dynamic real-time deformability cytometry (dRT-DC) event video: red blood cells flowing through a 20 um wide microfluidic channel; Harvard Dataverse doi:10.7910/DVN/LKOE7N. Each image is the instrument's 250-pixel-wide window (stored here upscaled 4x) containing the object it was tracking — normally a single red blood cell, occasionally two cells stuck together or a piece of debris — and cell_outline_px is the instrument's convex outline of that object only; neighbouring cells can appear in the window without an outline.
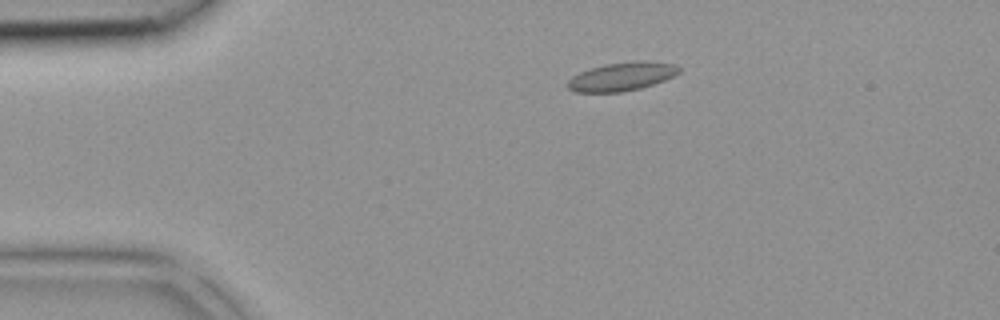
{"species": "common noctule bat (a hibernating species)", "species_latin": "Nyctalus noctula", "temperature_condition": "room temperature", "stored_images_in_passage": 34, "camera_frame_rate_fps": 3000, "um_per_image_px": 0.085, "animal": {"sex": "female", "body_mass_g": 18.4}, "frame": {"image": 1, "passage_image": 1, "time_ms": 0.0, "image_size_px": [1000, 320], "cell_outline_px": [[680, 72], [664, 80], [640, 88], [624, 92], [576, 92], [568, 88], [568, 80], [572, 76], [580, 72], [604, 64], [640, 60], [676, 64], [680, 68]], "centroid_in_image_um": [52.86, 6.5], "position_along_channel_um": 32.1, "area_um2": 18.38}}
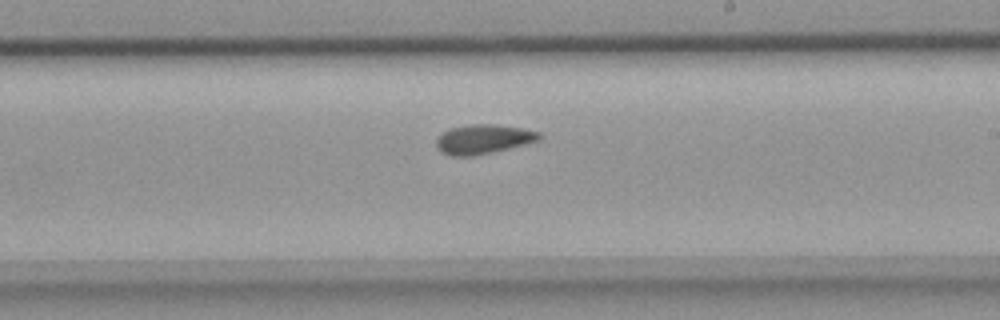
{"frame": {"image": 2, "passage_image": 17, "time_ms": 5.333, "image_size_px": [1000, 320], "cell_outline_px": [[544, 136], [540, 140], [492, 152], [472, 156], [452, 156], [440, 152], [436, 148], [436, 140], [440, 132], [448, 128], [472, 124], [496, 124], [520, 128], [540, 132]], "centroid_in_image_um": [41.04, 11.82], "position_along_channel_um": 248.0, "area_um2": 17.8}}
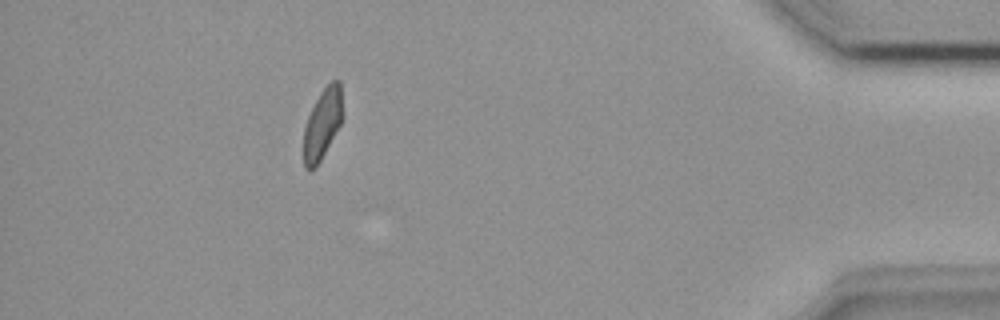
{"frame": {"image": 3, "passage_image": 30, "time_ms": 9.667, "image_size_px": [1000, 320], "cell_outline_px": [[344, 116], [340, 124], [316, 168], [308, 172], [304, 168], [304, 128], [308, 116], [320, 92], [332, 80], [340, 80]], "centroid_in_image_um": [27.42, 10.53], "position_along_channel_um": 407.8, "area_um2": 16.07}}